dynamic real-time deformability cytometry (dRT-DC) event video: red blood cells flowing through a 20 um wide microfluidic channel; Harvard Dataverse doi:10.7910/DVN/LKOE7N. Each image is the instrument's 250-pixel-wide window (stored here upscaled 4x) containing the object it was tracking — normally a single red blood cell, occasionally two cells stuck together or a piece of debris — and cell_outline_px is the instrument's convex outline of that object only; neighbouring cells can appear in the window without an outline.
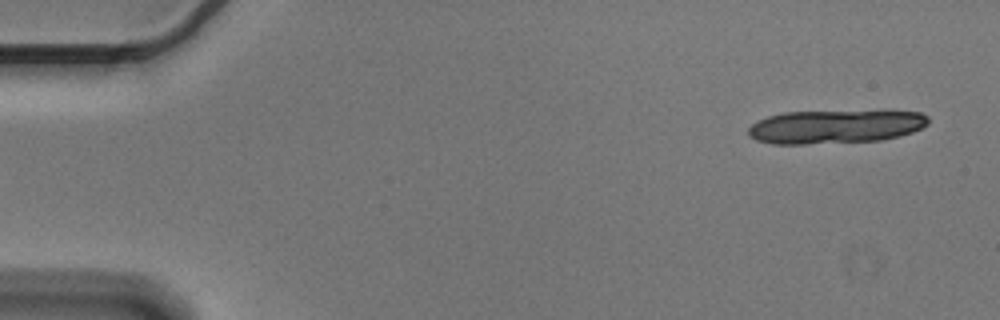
{"species": "Egyptian fruit bat (a non-hibernating species)", "species_latin": "Rousettus aegyptiacus", "temperature_condition": "cold", "stored_images_in_passage": 5, "segment_of_instrument_passage": [2, 2], "camera_frame_rate_fps": 3000, "um_per_image_px": 0.085, "animal": {"sex": "male"}, "frame": {"image": 1, "passage_image": 5, "time_ms": 1.333, "image_size_px": [1000, 320], "cell_outline_px": [[928, 124], [912, 132], [900, 136], [880, 140], [804, 144], [772, 144], [756, 140], [748, 136], [748, 128], [756, 120], [768, 116], [784, 112], [888, 108], [892, 108], [920, 112], [928, 116]], "centroid_in_image_um": [71.07, 10.71], "position_along_channel_um": 13.9, "area_um2": 36.82}}